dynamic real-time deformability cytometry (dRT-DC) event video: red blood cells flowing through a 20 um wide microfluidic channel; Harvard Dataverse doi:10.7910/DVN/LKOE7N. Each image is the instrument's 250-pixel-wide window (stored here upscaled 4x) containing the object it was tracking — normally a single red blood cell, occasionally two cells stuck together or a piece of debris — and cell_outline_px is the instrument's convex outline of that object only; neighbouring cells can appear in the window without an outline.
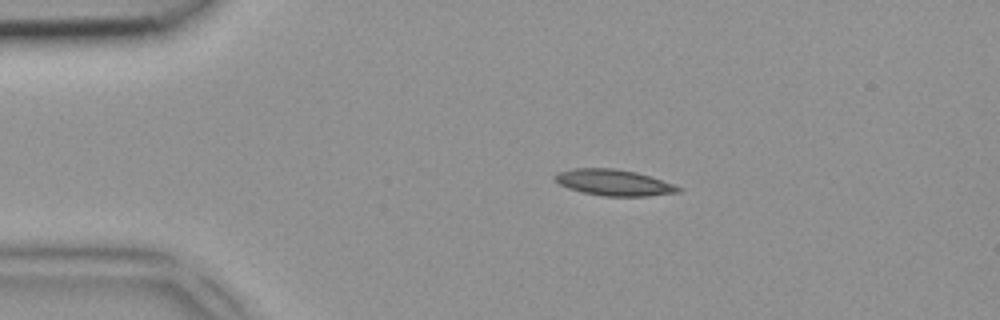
{"species": "common noctule bat (a hibernating species)", "species_latin": "Nyctalus noctula", "temperature_condition": "room temperature", "stored_images_in_passage": 3, "camera_frame_rate_fps": 3000, "um_per_image_px": 0.085, "animal": {"sex": "female", "body_mass_g": 18.4}, "frame": {"image": 1, "passage_image": 1, "time_ms": 0.0, "image_size_px": [1000, 320], "cell_outline_px": [[684, 188], [680, 192], [648, 196], [604, 196], [584, 192], [568, 188], [560, 184], [552, 176], [556, 172], [572, 168], [616, 168], [636, 172]], "centroid_in_image_um": [52.15, 15.51], "position_along_channel_um": 32.9, "area_um2": 18.73}}
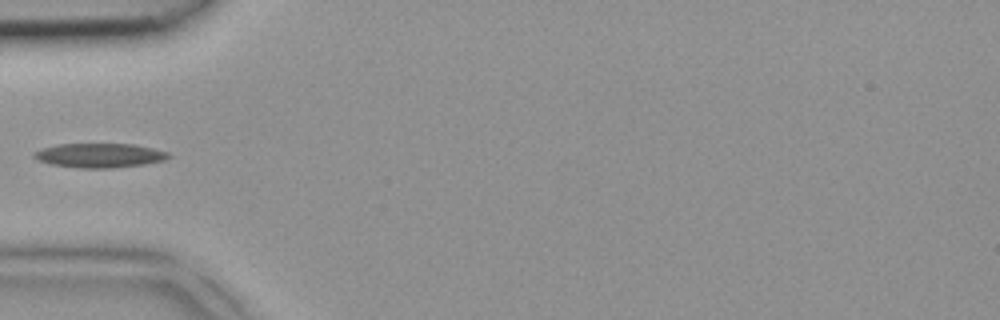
{"frame": {"image": 2, "passage_image": 3, "time_ms": 0.667, "image_size_px": [1000, 320], "cell_outline_px": [[172, 156], [164, 160], [144, 164], [112, 168], [80, 168], [52, 164], [40, 160], [32, 156], [32, 152], [40, 148], [56, 144], [136, 144], [168, 152]], "centroid_in_image_um": [8.45, 13.2], "position_along_channel_um": 76.5, "area_um2": 19.07}}